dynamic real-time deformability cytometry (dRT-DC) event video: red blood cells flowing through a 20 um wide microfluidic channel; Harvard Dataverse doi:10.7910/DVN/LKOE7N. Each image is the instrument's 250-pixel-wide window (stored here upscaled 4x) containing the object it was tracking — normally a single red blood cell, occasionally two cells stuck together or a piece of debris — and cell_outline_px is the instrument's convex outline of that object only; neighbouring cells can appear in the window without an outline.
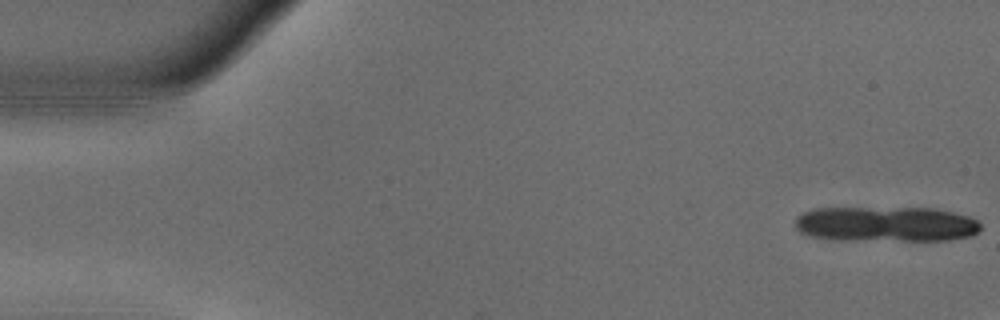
{"species": "common noctule bat (a hibernating species)", "species_latin": "Nyctalus noctula", "temperature_condition": "warm", "stored_images_in_passage": 11, "camera_frame_rate_fps": 3000, "um_per_image_px": 0.085, "animal": {"sex": "male", "body_mass_g": 18.8}, "frame": {"image": 1, "passage_image": 1, "time_ms": 0.0, "image_size_px": [1000, 320], "cell_outline_px": [[980, 232], [972, 236], [948, 240], [832, 240], [804, 236], [796, 228], [796, 216], [812, 208], [932, 208], [952, 212], [968, 216], [976, 220], [980, 224]], "centroid_in_image_um": [75.26, 19.06], "position_along_channel_um": 9.7, "area_um2": 38.55}}